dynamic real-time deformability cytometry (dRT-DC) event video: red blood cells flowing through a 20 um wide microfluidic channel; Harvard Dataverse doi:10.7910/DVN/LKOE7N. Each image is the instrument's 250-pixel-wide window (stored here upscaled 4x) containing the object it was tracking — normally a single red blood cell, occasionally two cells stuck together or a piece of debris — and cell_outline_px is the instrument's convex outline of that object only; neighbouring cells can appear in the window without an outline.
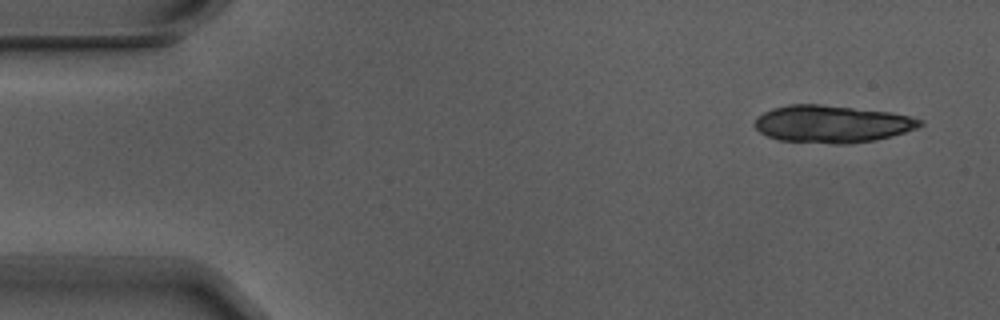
{"species": "Egyptian fruit bat (a non-hibernating species)", "species_latin": "Rousettus aegyptiacus", "temperature_condition": "warm", "stored_images_in_passage": 6, "camera_frame_rate_fps": 3000, "um_per_image_px": 0.085, "animal": {"sex": "male"}, "frame": {"image": 1, "passage_image": 1, "time_ms": 0.0, "image_size_px": [1000, 320], "cell_outline_px": [[924, 124], [916, 128], [892, 136], [872, 140], [848, 144], [836, 144], [780, 140], [768, 136], [760, 132], [756, 128], [756, 116], [772, 108], [788, 104], [820, 104], [892, 112], [924, 120]], "centroid_in_image_um": [70.72, 10.53], "position_along_channel_um": 14.3, "area_um2": 35.89}}
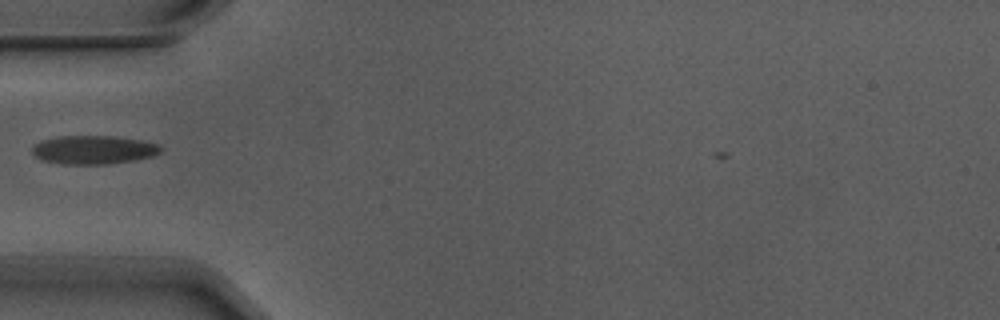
{"frame": {"image": 2, "passage_image": 5, "time_ms": 1.333, "image_size_px": [1000, 320], "cell_outline_px": [[164, 148], [160, 152], [152, 156], [136, 160], [108, 164], [64, 164], [40, 160], [32, 152], [32, 148], [40, 140], [60, 136], [112, 136], [140, 140], [160, 144]], "centroid_in_image_um": [7.97, 12.73], "position_along_channel_um": 77.0, "area_um2": 21.5}}